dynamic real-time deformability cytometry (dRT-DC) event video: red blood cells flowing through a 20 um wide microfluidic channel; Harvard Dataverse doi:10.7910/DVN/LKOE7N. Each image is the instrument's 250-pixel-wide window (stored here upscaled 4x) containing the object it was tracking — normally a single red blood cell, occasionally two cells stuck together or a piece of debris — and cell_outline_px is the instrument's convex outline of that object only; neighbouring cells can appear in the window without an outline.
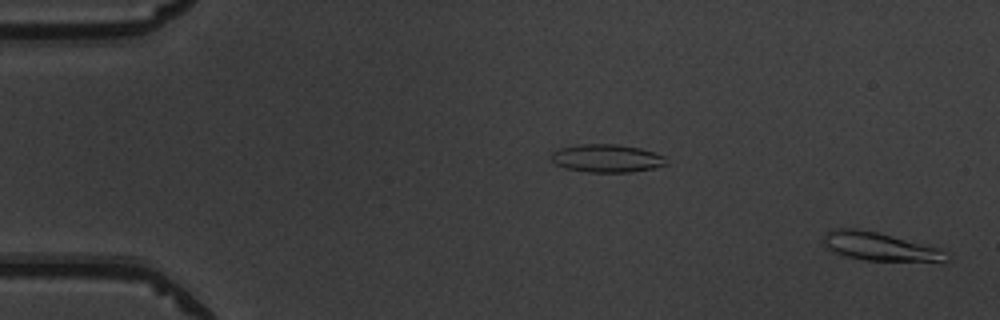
{"species": "common noctule bat (a hibernating species)", "species_latin": "Nyctalus noctula", "temperature_condition": "warm", "stored_images_in_passage": 15, "camera_frame_rate_fps": 3000, "um_per_image_px": 0.085, "animal": {"sex": "male", "body_mass_g": 19.5, "forearm_length_mm": 54.6}, "frame": {"image": 1, "passage_image": 1, "time_ms": 0.0, "image_size_px": [1000, 320], "cell_outline_px": [[952, 256], [944, 264], [864, 260], [848, 256], [836, 252], [828, 248], [820, 240], [828, 232], [836, 228], [856, 228], [876, 232], [940, 248]], "centroid_in_image_um": [74.94, 21.01], "position_along_channel_um": 10.1, "area_um2": 20.92}}